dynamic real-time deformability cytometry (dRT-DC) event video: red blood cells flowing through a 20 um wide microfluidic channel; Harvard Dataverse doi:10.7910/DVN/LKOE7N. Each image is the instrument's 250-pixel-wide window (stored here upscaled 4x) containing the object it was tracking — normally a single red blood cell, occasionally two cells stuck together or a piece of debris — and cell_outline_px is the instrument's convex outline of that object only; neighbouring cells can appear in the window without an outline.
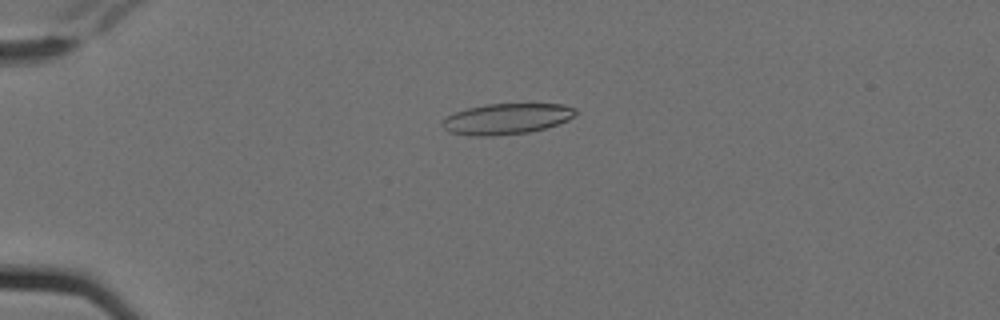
{"species": "Egyptian fruit bat (a non-hibernating species)", "species_latin": "Rousettus aegyptiacus", "temperature_condition": "cold", "stored_images_in_passage": 2, "camera_frame_rate_fps": 3000, "um_per_image_px": 0.085, "animal": {"sex": "female"}, "frame": {"image": 1, "passage_image": 1, "time_ms": 0.0, "image_size_px": [1000, 320], "cell_outline_px": [[576, 116], [568, 120], [544, 128], [528, 132], [492, 136], [472, 136], [448, 132], [440, 124], [448, 116], [456, 112], [468, 108], [488, 104], [564, 104], [576, 108]], "centroid_in_image_um": [43.07, 10.1], "position_along_channel_um": 41.9, "area_um2": 23.81}}